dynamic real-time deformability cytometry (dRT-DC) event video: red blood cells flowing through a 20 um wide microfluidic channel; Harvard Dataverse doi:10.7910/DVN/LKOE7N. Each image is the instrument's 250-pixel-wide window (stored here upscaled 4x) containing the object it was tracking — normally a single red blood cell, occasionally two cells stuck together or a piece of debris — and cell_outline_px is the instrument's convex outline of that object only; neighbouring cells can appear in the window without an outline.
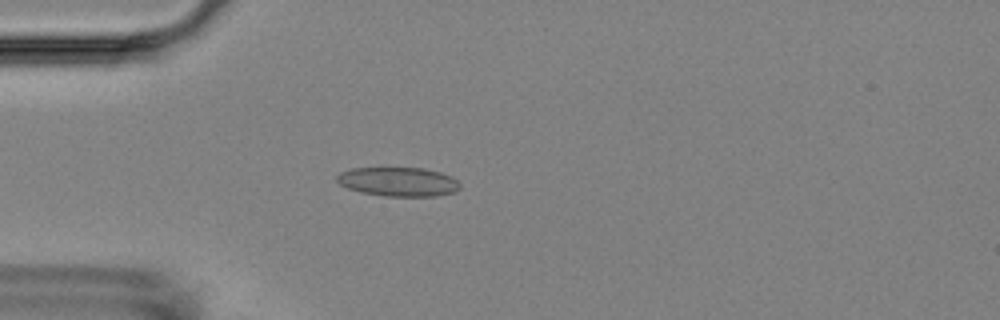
{"species": "Egyptian fruit bat (a non-hibernating species)", "species_latin": "Rousettus aegyptiacus", "temperature_condition": "room temperature", "stored_images_in_passage": 4, "camera_frame_rate_fps": 3000, "um_per_image_px": 0.085, "animal": {"sex": "female"}, "frame": {"image": 1, "passage_image": 3, "time_ms": 3.333, "image_size_px": [1000, 320], "cell_outline_px": [[460, 188], [456, 192], [436, 196], [384, 196], [360, 192], [348, 188], [340, 184], [336, 180], [336, 176], [340, 172], [352, 168], [424, 168], [440, 172], [452, 176], [460, 184]], "centroid_in_image_um": [33.87, 15.45], "position_along_channel_um": 51.1, "area_um2": 20.98}}